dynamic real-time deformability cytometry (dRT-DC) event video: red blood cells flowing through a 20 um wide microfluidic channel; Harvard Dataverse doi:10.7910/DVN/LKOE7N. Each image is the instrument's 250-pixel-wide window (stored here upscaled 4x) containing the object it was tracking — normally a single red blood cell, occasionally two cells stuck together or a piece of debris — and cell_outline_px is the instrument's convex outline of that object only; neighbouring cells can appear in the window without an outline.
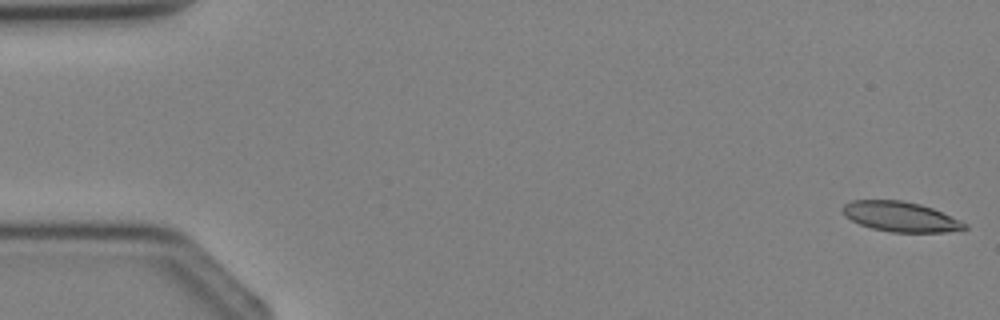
{"species": "Egyptian fruit bat (a non-hibernating species)", "species_latin": "Rousettus aegyptiacus", "temperature_condition": "cold", "stored_images_in_passage": 4, "camera_frame_rate_fps": 3000, "um_per_image_px": 0.085, "animal": {"sex": "female"}, "frame": {"image": 1, "passage_image": 1, "time_ms": 0.0, "image_size_px": [1000, 320], "cell_outline_px": [[968, 228], [944, 232], [892, 232], [872, 228], [860, 224], [844, 216], [840, 208], [844, 204], [852, 200], [900, 200], [920, 204], [932, 208], [960, 220], [968, 224]], "centroid_in_image_um": [76.52, 18.41], "position_along_channel_um": 8.5, "area_um2": 21.27}}
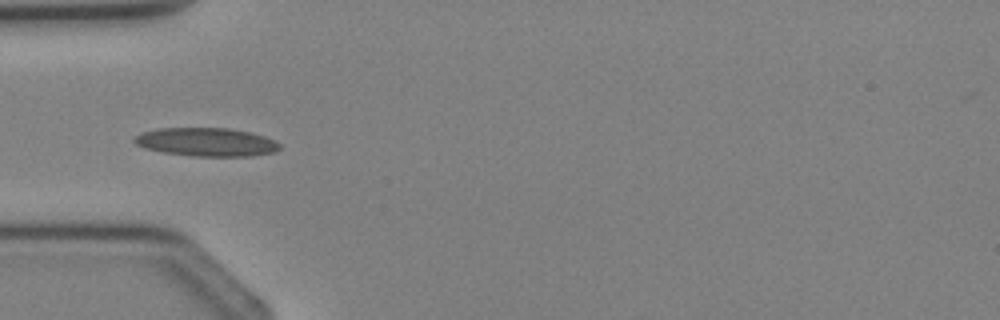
{"frame": {"image": 2, "passage_image": 4, "time_ms": 3.667, "image_size_px": [1000, 320], "cell_outline_px": [[280, 148], [272, 152], [248, 156], [192, 156], [164, 152], [144, 148], [136, 144], [132, 140], [140, 132], [156, 128], [228, 128], [252, 132], [276, 140], [280, 144]], "centroid_in_image_um": [17.52, 12.06], "position_along_channel_um": 67.5, "area_um2": 24.16}}